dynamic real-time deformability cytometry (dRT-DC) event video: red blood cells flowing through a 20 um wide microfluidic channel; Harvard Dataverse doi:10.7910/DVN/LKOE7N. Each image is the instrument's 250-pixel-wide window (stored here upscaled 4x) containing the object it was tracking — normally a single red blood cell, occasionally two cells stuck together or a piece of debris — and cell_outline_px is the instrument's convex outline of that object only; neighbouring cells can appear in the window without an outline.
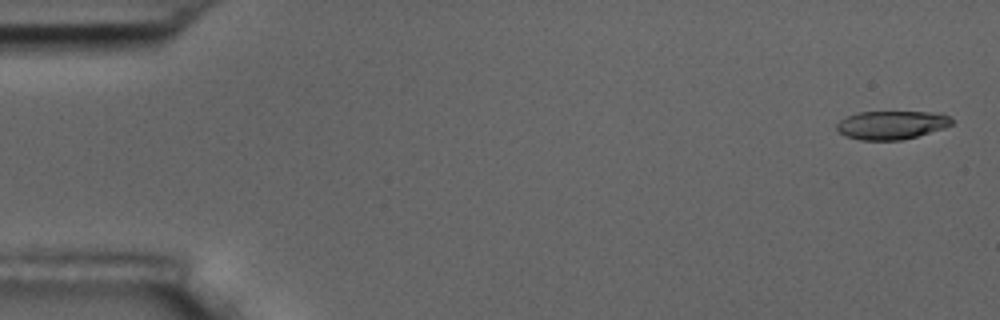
{"species": "common noctule bat (a hibernating species)", "species_latin": "Nyctalus noctula", "temperature_condition": "room temperature", "stored_images_in_passage": 10, "camera_frame_rate_fps": 3000, "um_per_image_px": 0.085, "animal": {"sex": "male", "body_mass_g": 17.5, "forearm_length_mm": 52.3}, "frame": {"image": 1, "passage_image": 1, "time_ms": 0.0, "image_size_px": [1000, 320], "cell_outline_px": [[952, 124], [944, 128], [916, 136], [900, 140], [860, 140], [844, 136], [836, 128], [836, 124], [840, 120], [848, 116], [860, 112], [940, 112], [948, 116], [952, 120]], "centroid_in_image_um": [75.77, 10.62], "position_along_channel_um": 9.2, "area_um2": 19.02}}
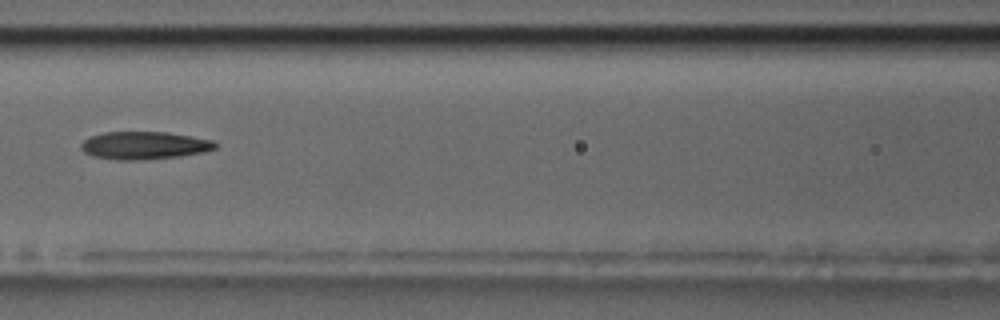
{"frame": {"image": 2, "passage_image": 7, "time_ms": 7.667, "image_size_px": [1000, 320], "cell_outline_px": [[216, 148], [204, 152], [180, 156], [136, 160], [116, 160], [92, 156], [84, 152], [80, 148], [80, 144], [84, 140], [92, 136], [104, 132], [168, 132], [192, 136], [212, 140], [216, 144]], "centroid_in_image_um": [12.24, 12.36], "position_along_channel_um": 154.4, "area_um2": 21.68}}
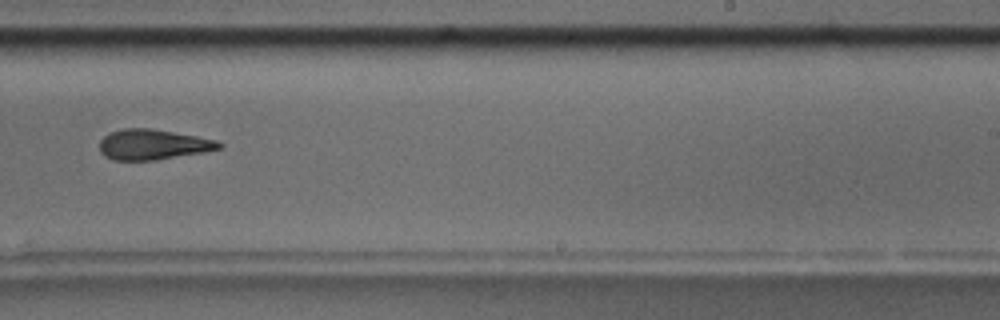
{"frame": {"image": 3, "passage_image": 10, "time_ms": 11.0, "image_size_px": [1000, 320], "cell_outline_px": [[224, 144], [220, 148], [204, 152], [156, 160], [112, 160], [104, 156], [100, 152], [100, 140], [108, 132], [124, 128], [152, 128], [196, 136], [216, 140]], "centroid_in_image_um": [12.97, 12.28], "position_along_channel_um": 276.0, "area_um2": 21.21}}